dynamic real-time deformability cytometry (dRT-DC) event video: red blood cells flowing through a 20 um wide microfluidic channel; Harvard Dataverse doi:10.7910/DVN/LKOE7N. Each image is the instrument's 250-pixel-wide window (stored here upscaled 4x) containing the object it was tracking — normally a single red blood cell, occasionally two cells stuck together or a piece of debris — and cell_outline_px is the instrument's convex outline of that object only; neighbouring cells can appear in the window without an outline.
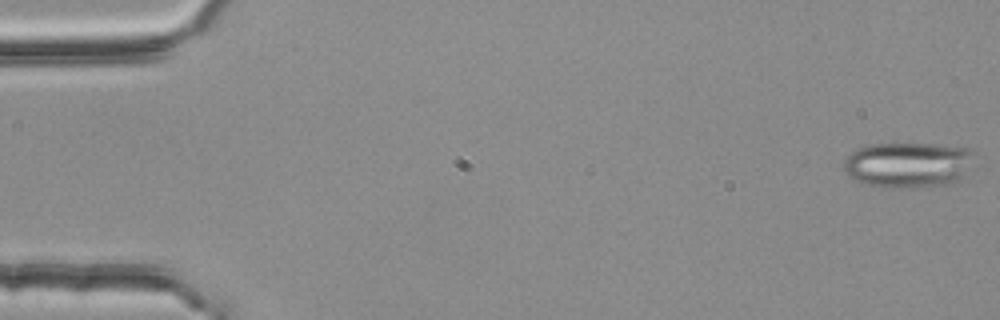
{"species": "common noctule bat (a hibernating species)", "species_latin": "Nyctalus noctula", "temperature_condition": "room temperature", "stored_images_in_passage": 54, "camera_frame_rate_fps": 3000, "um_per_image_px": 0.085, "animal": {"sex": "female", "body_mass_g": 25.1}, "frame": {"image": 1, "passage_image": 1, "time_ms": 0.0, "image_size_px": [1000, 320], "cell_outline_px": [[968, 152], [960, 172], [956, 180], [952, 184], [912, 188], [884, 188], [864, 184], [848, 176], [844, 168], [844, 160], [852, 152], [868, 144], [928, 144], [964, 148]], "centroid_in_image_um": [76.96, 14.04], "position_along_channel_um": 8.0, "area_um2": 33.29}}
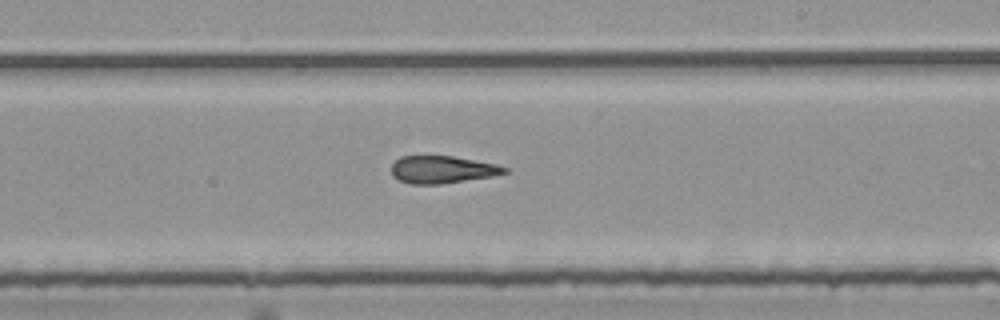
{"frame": {"image": 2, "passage_image": 32, "time_ms": 10.333, "image_size_px": [1000, 320], "cell_outline_px": [[508, 172], [492, 176], [440, 184], [412, 184], [400, 180], [392, 176], [392, 164], [400, 156], [452, 156], [496, 164], [508, 168]], "centroid_in_image_um": [37.58, 14.41], "position_along_channel_um": 251.4, "area_um2": 17.92}}
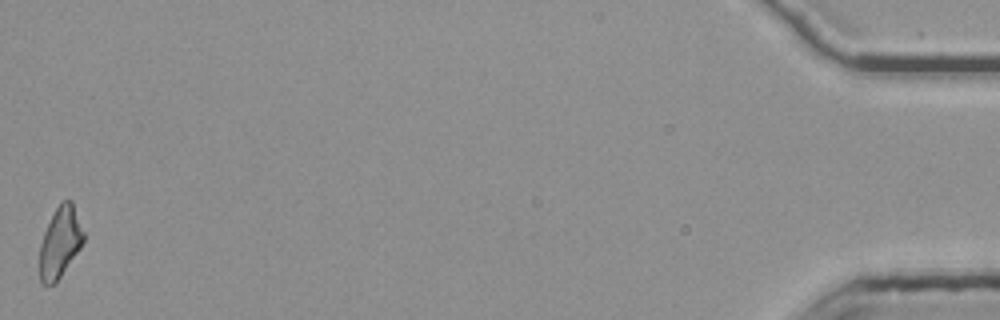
{"frame": {"image": 3, "passage_image": 54, "time_ms": 17.667, "image_size_px": [1000, 320], "cell_outline_px": [[84, 240], [80, 248], [60, 276], [52, 284], [40, 284], [40, 244], [44, 232], [56, 208], [64, 200], [72, 200], [84, 232]], "centroid_in_image_um": [5.11, 20.58], "position_along_channel_um": 430.1, "area_um2": 17.69}, "authors_computed_cell_mechanics": {"area_um2": 19.2474, "velocity_mm_per_s": 3.811, "shape_relaxation_time_tau1_ms": null, "shape_relaxation_time_tau2_ms": 2.3651, "deformation_change_tau1": null, "deformation_change_tau2": 0.1356}}